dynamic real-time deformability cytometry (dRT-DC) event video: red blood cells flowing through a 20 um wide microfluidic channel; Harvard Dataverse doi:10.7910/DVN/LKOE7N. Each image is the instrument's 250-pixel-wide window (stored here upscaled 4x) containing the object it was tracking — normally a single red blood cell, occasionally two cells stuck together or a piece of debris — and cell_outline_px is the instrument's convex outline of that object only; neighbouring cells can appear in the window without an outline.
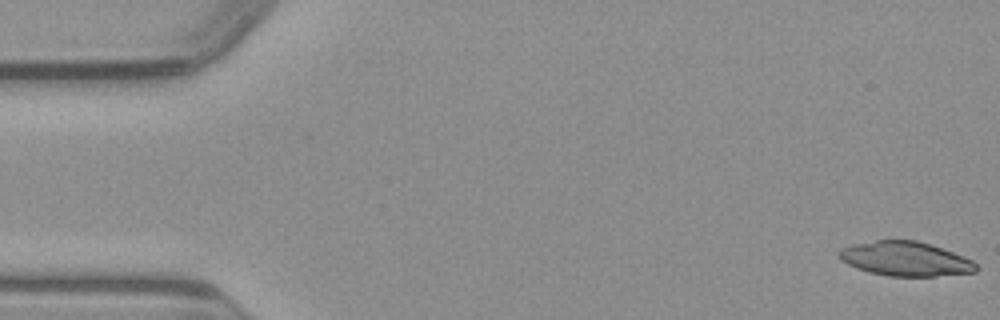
{"species": "common noctule bat (a hibernating species)", "species_latin": "Nyctalus noctula", "temperature_condition": "warm", "stored_images_in_passage": 13, "camera_frame_rate_fps": 3000, "um_per_image_px": 0.085, "animal": {"sex": "male", "body_mass_g": 23.1, "forearm_length_mm": 52.7}, "frame": {"image": 1, "passage_image": 1, "time_ms": 0.0, "image_size_px": [1000, 320], "cell_outline_px": [[980, 268], [976, 272], [936, 276], [888, 276], [868, 272], [856, 268], [840, 260], [836, 256], [836, 252], [840, 248], [852, 244], [876, 240], [916, 240], [964, 256], [972, 260]], "centroid_in_image_um": [76.91, 22.0], "position_along_channel_um": 8.1, "area_um2": 27.63}}